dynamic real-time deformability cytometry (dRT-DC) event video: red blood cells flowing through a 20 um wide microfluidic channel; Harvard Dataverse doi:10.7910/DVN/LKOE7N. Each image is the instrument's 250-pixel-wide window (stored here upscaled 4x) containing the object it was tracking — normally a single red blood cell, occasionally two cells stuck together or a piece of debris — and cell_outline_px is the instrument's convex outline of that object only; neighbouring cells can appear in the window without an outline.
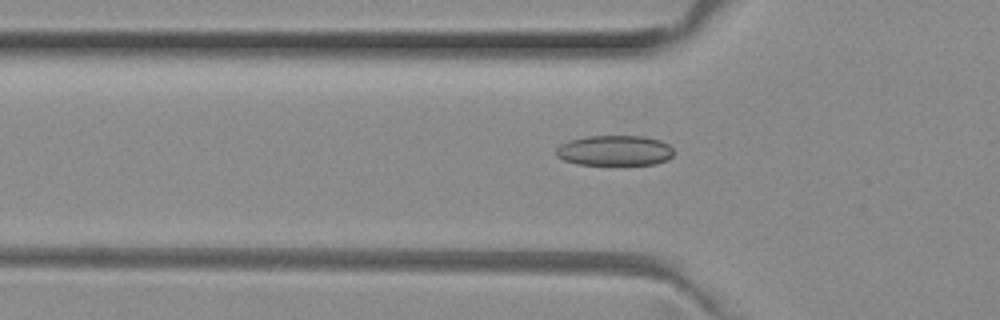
{"species": "common noctule bat (a hibernating species)", "species_latin": "Nyctalus noctula", "temperature_condition": "room temperature", "stored_images_in_passage": 29, "camera_frame_rate_fps": 3000, "um_per_image_px": 0.085, "animal": {"sex": "female", "body_mass_g": 29.2, "forearm_length_mm": 56.3}, "frame": {"image": 1, "passage_image": 5, "time_ms": 1.333, "image_size_px": [1000, 320], "cell_outline_px": [[676, 152], [668, 160], [656, 164], [580, 164], [564, 160], [556, 156], [556, 148], [560, 144], [572, 140], [588, 136], [644, 136], [660, 140], [668, 144]], "centroid_in_image_um": [52.29, 12.79], "position_along_channel_um": 73.5, "area_um2": 20.75}}
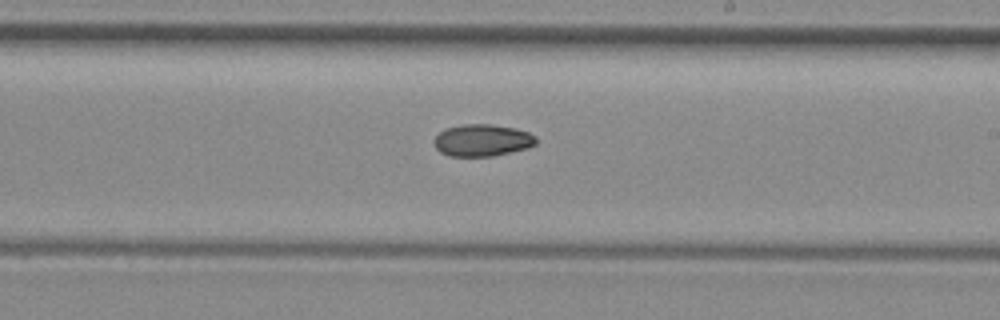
{"frame": {"image": 2, "passage_image": 18, "time_ms": 5.667, "image_size_px": [1000, 320], "cell_outline_px": [[536, 144], [528, 148], [492, 156], [448, 156], [440, 152], [436, 148], [432, 140], [440, 132], [448, 128], [464, 124], [488, 124], [516, 128], [528, 132], [536, 136]], "centroid_in_image_um": [40.99, 11.93], "position_along_channel_um": 248.0, "area_um2": 19.02}}
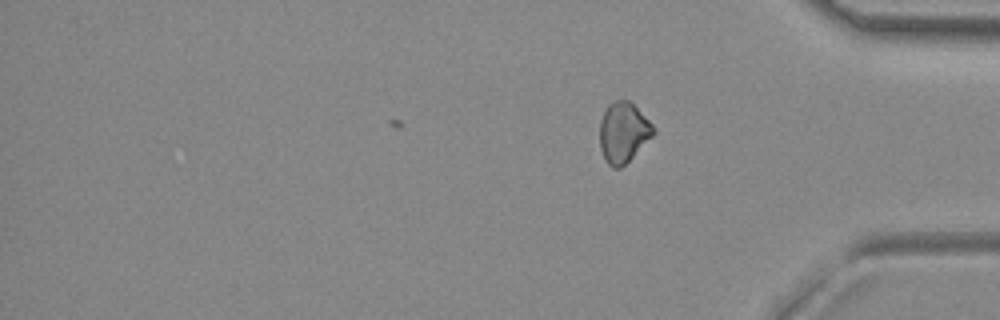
{"frame": {"image": 3, "passage_image": 29, "time_ms": 9.333, "image_size_px": [1000, 320], "cell_outline_px": [[656, 132], [620, 168], [612, 168], [604, 160], [600, 148], [600, 120], [608, 104], [612, 100], [628, 100], [656, 128]], "centroid_in_image_um": [52.95, 11.25], "position_along_channel_um": 382.2, "area_um2": 18.61}}